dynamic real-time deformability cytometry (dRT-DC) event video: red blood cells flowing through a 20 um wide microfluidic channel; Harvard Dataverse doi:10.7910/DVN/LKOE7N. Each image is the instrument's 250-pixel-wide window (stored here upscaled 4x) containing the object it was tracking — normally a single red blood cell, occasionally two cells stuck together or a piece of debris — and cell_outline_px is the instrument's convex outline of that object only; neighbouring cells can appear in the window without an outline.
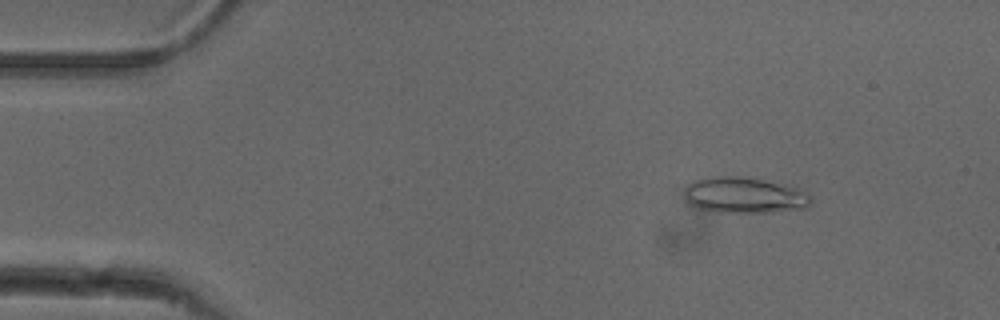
{"species": "common noctule bat (a hibernating species)", "species_latin": "Nyctalus noctula", "temperature_condition": "cold", "stored_images_in_passage": 53, "camera_frame_rate_fps": 3000, "um_per_image_px": 0.085, "animal": {"sex": "female"}, "frame": {"image": 1, "passage_image": 7, "time_ms": 2.0, "image_size_px": [1000, 320], "cell_outline_px": [[812, 204], [808, 208], [772, 212], [728, 212], [696, 208], [684, 196], [684, 188], [688, 184], [696, 180], [712, 176], [736, 176], [760, 180], [796, 188], [812, 196]], "centroid_in_image_um": [63.28, 16.61], "position_along_channel_um": 21.7, "area_um2": 26.13}}
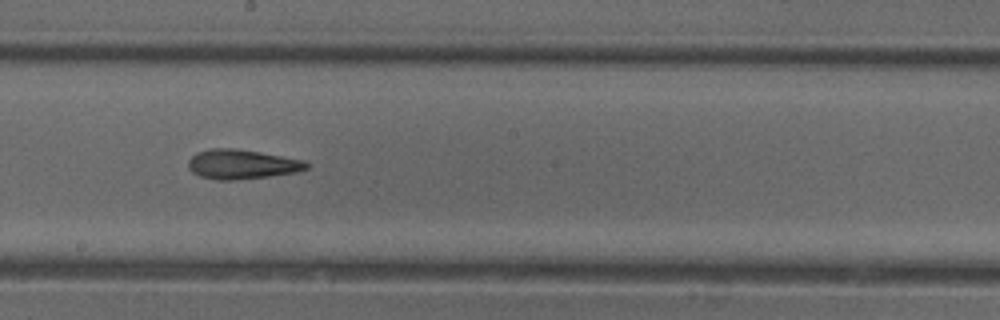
{"frame": {"image": 2, "passage_image": 29, "time_ms": 9.333, "image_size_px": [1000, 320], "cell_outline_px": [[308, 168], [296, 172], [268, 176], [232, 180], [216, 180], [200, 176], [192, 172], [188, 168], [188, 160], [196, 152], [212, 148], [236, 148], [260, 152], [304, 160], [308, 164]], "centroid_in_image_um": [20.52, 13.95], "position_along_channel_um": 227.7, "area_um2": 20.29}}
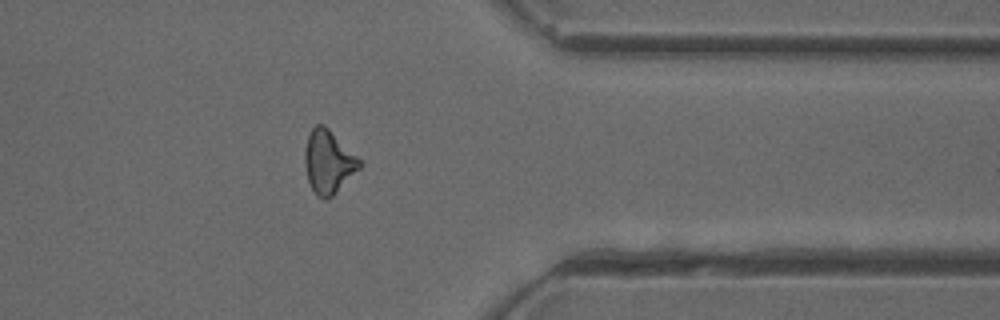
{"frame": {"image": 3, "passage_image": 42, "time_ms": 13.667, "image_size_px": [1000, 320], "cell_outline_px": [[360, 168], [328, 200], [324, 200], [316, 196], [308, 180], [304, 164], [304, 148], [308, 136], [312, 128], [316, 124], [324, 124], [360, 160]], "centroid_in_image_um": [27.87, 13.77], "position_along_channel_um": 383.5, "area_um2": 19.94}, "authors_computed_cell_mechanics": {"area_um2": 20.2878, "velocity_mm_per_s": 3.8991, "shape_relaxation_time_tau1_ms": 7.8605, "shape_relaxation_time_tau2_ms": 4.2927, "deformation_change_tau1": 0.1917, "deformation_change_tau2": 0.1561}}